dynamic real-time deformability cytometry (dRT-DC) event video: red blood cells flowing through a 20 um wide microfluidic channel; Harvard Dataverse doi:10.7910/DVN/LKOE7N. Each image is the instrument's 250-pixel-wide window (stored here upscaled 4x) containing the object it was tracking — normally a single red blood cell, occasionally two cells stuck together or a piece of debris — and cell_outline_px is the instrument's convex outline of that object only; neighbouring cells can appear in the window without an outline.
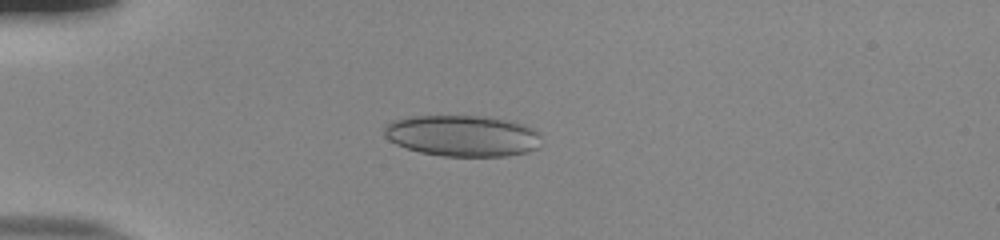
{"species": "human", "species_latin": "Homo sapiens", "temperature_condition": "room temperature", "stored_images_in_passage": 50, "camera_frame_rate_fps": 3000, "um_per_image_px": 0.085, "donor": {"sex": "male"}, "frame": {"image": 1, "passage_image": 11, "time_ms": 3.333, "image_size_px": [1000, 240], "cell_outline_px": [[536, 148], [524, 152], [504, 156], [444, 156], [420, 152], [396, 144], [388, 140], [384, 136], [384, 128], [392, 120], [408, 116], [476, 116], [500, 120], [516, 124], [528, 128], [536, 132]], "centroid_in_image_um": [39.14, 11.55], "position_along_channel_um": 45.9, "area_um2": 36.65}}
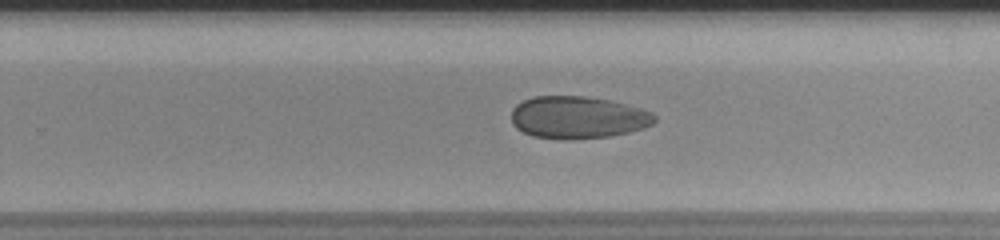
{"frame": {"image": 2, "passage_image": 32, "time_ms": 10.333, "image_size_px": [1000, 240], "cell_outline_px": [[656, 120], [652, 124], [644, 128], [628, 132], [608, 136], [532, 136], [516, 128], [512, 124], [512, 108], [516, 104], [532, 96], [584, 96], [608, 100], [640, 108], [652, 112], [656, 116]], "centroid_in_image_um": [49.12, 9.92], "position_along_channel_um": 280.7, "area_um2": 34.22}}
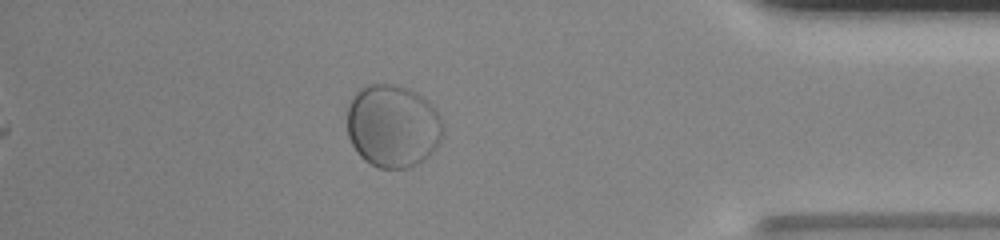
{"frame": {"image": 3, "passage_image": 44, "time_ms": 14.333, "image_size_px": [1000, 240], "cell_outline_px": [[444, 128], [440, 140], [436, 148], [424, 160], [408, 168], [380, 168], [364, 160], [360, 156], [352, 144], [348, 136], [348, 104], [356, 92], [360, 88], [368, 84], [396, 84], [408, 88], [428, 100], [440, 116]], "centroid_in_image_um": [33.39, 10.7], "position_along_channel_um": 401.8, "area_um2": 46.41}, "authors_computed_cell_mechanics": {"area_um2": 36.7897, "velocity_mm_per_s": 3.7826, "shape_relaxation_time_tau1_ms": null, "shape_relaxation_time_tau2_ms": 1.8727, "deformation_change_tau1": null, "deformation_change_tau2": 0.0458}}